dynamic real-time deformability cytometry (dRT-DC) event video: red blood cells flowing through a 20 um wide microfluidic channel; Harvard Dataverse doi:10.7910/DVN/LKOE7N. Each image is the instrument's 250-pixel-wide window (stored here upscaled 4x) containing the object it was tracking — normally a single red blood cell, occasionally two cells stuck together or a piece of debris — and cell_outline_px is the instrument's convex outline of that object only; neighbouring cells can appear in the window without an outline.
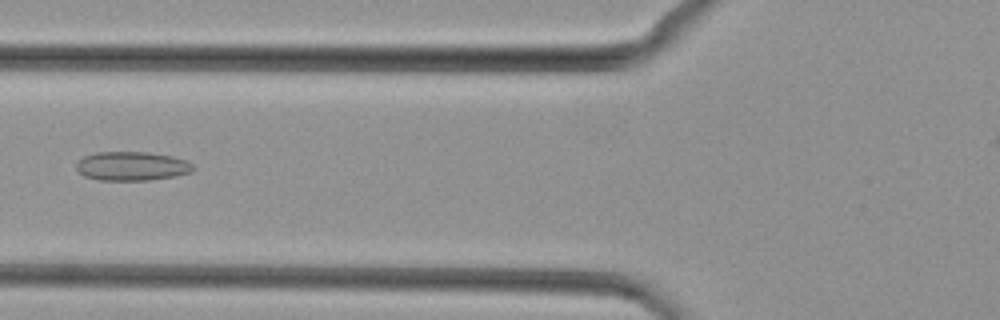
{"species": "common noctule bat (a hibernating species)", "species_latin": "Nyctalus noctula", "temperature_condition": "cold", "stored_images_in_passage": 33, "camera_frame_rate_fps": 3000, "um_per_image_px": 0.085, "animal": {"sex": "female", "body_mass_g": 29.2, "forearm_length_mm": 56.3}, "frame": {"image": 1, "passage_image": 8, "time_ms": 2.333, "image_size_px": [1000, 320], "cell_outline_px": [[196, 168], [192, 172], [176, 176], [148, 180], [100, 180], [84, 176], [76, 168], [76, 160], [84, 156], [96, 152], [148, 152], [172, 156], [184, 160], [192, 164]], "centroid_in_image_um": [11.2, 14.12], "position_along_channel_um": 114.6, "area_um2": 19.83}}
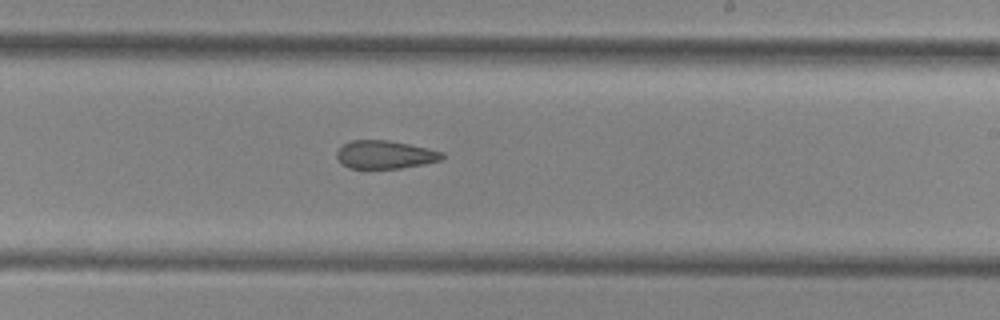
{"frame": {"image": 2, "passage_image": 18, "time_ms": 5.667, "image_size_px": [1000, 320], "cell_outline_px": [[444, 156], [440, 160], [424, 164], [400, 168], [348, 168], [340, 164], [336, 156], [336, 152], [344, 144], [352, 140], [388, 140], [428, 148], [444, 152]], "centroid_in_image_um": [32.71, 13.14], "position_along_channel_um": 256.3, "area_um2": 17.28}}
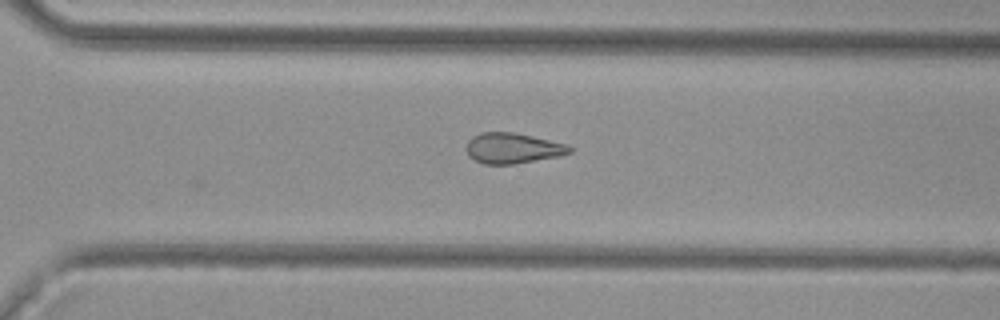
{"frame": {"image": 3, "passage_image": 23, "time_ms": 7.333, "image_size_px": [1000, 320], "cell_outline_px": [[572, 152], [560, 156], [516, 164], [484, 164], [472, 160], [468, 156], [468, 140], [472, 136], [480, 132], [516, 132], [568, 144], [572, 148]], "centroid_in_image_um": [43.6, 12.6], "position_along_channel_um": 327.0, "area_um2": 18.61}}